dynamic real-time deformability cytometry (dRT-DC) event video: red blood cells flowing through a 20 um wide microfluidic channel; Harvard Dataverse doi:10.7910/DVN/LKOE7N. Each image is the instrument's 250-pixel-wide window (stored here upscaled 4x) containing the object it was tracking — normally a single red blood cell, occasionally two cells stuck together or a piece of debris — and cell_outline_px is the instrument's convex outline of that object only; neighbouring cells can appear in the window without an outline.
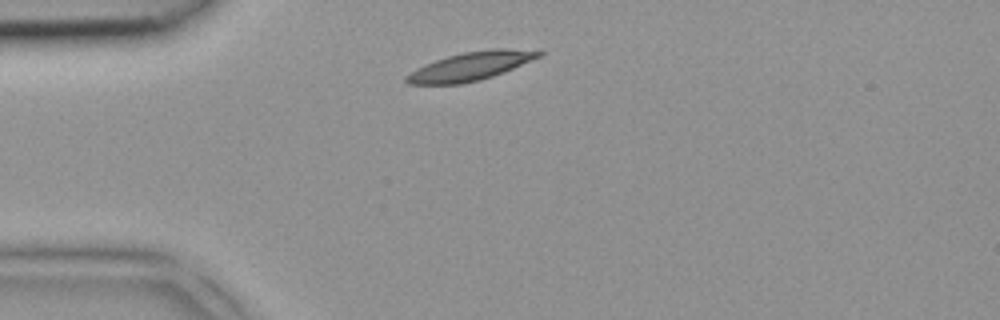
{"species": "common noctule bat (a hibernating species)", "species_latin": "Nyctalus noctula", "temperature_condition": "room temperature", "stored_images_in_passage": 1, "camera_frame_rate_fps": 3000, "um_per_image_px": 0.085, "animal": {"sex": "female", "body_mass_g": 18.4}, "frame": {"image": 1, "passage_image": 1, "time_ms": 0.0, "image_size_px": [1000, 320], "cell_outline_px": [[544, 52], [540, 56], [504, 72], [480, 80], [460, 84], [408, 84], [404, 80], [404, 76], [416, 68], [424, 64], [448, 56], [464, 52], [492, 48], [508, 48]], "centroid_in_image_um": [39.94, 5.63], "position_along_channel_um": 45.1, "area_um2": 21.79}}